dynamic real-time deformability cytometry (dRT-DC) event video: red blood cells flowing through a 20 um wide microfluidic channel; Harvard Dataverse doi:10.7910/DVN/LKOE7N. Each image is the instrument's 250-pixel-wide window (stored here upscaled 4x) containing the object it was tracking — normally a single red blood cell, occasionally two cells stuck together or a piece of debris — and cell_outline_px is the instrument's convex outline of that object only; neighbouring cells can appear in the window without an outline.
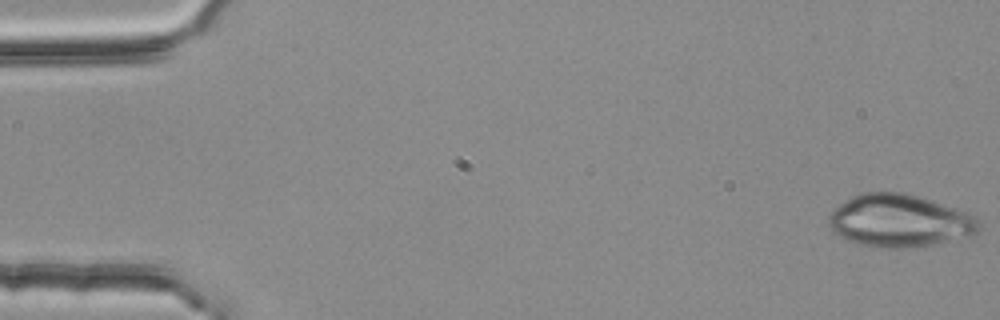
{"species": "common noctule bat (a hibernating species)", "species_latin": "Nyctalus noctula", "temperature_condition": "room temperature", "stored_images_in_passage": 4, "camera_frame_rate_fps": 3000, "um_per_image_px": 0.085, "animal": {"sex": "female", "body_mass_g": 25.1}, "frame": {"image": 1, "passage_image": 1, "time_ms": 0.0, "image_size_px": [1000, 320], "cell_outline_px": [[980, 228], [976, 232], [968, 236], [932, 244], [904, 248], [880, 248], [856, 244], [832, 232], [828, 224], [828, 216], [832, 208], [852, 196], [860, 192], [908, 192], [932, 200], [964, 212], [972, 216], [980, 224]], "centroid_in_image_um": [76.36, 18.75], "position_along_channel_um": 8.6, "area_um2": 46.07}}